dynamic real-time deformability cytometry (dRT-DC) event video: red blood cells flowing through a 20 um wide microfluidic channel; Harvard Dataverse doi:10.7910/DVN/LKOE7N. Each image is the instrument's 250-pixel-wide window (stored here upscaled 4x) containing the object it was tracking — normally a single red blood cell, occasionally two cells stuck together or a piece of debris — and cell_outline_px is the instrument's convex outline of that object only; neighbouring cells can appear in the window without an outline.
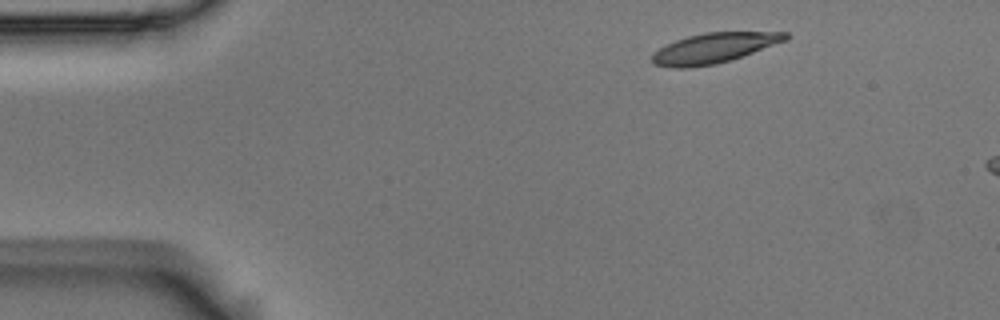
{"species": "Egyptian fruit bat (a non-hibernating species)", "species_latin": "Rousettus aegyptiacus", "temperature_condition": "room temperature", "stored_images_in_passage": 4, "camera_frame_rate_fps": 3000, "um_per_image_px": 0.085, "animal": {"sex": "male"}, "frame": {"image": 1, "passage_image": 1, "time_ms": 0.0, "image_size_px": [1000, 320], "cell_outline_px": [[788, 40], [716, 64], [688, 68], [672, 68], [652, 64], [652, 52], [676, 40], [688, 36], [704, 32], [788, 32]], "centroid_in_image_um": [60.64, 4.08], "position_along_channel_um": 24.4, "area_um2": 23.18}}